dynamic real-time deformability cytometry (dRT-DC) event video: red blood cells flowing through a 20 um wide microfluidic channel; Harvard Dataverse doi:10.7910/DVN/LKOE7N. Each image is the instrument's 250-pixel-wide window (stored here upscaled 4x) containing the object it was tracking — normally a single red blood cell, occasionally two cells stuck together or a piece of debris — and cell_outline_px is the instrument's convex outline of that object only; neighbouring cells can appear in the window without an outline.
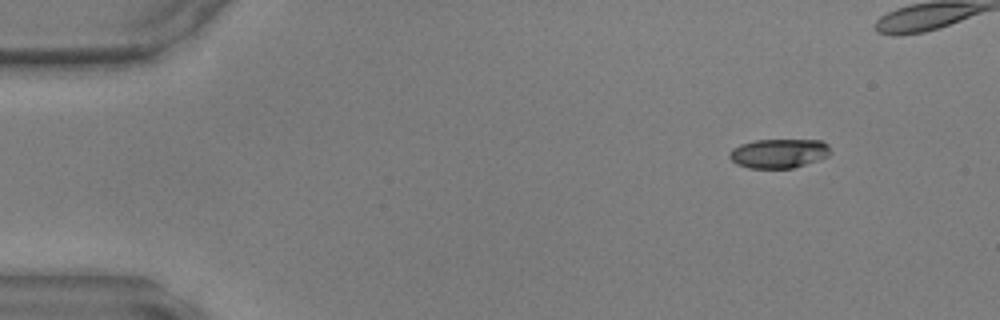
{"species": "common noctule bat (a hibernating species)", "species_latin": "Nyctalus noctula", "temperature_condition": "warm", "stored_images_in_passage": 27, "camera_frame_rate_fps": 3000, "um_per_image_px": 0.085, "animal": {"sex": "male", "body_mass_g": 17.9, "forearm_length_mm": 54.2}, "frame": {"image": 1, "passage_image": 1, "time_ms": 0.0, "image_size_px": [1000, 320], "cell_outline_px": [[832, 152], [828, 156], [820, 160], [792, 168], [748, 168], [736, 164], [728, 156], [728, 152], [732, 148], [740, 144], [756, 140], [820, 140], [828, 144]], "centroid_in_image_um": [66.2, 13.04], "position_along_channel_um": 18.8, "area_um2": 17.4}}
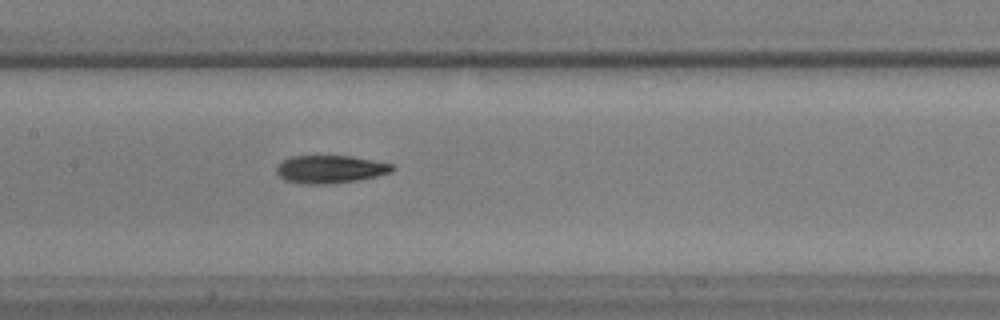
{"frame": {"image": 2, "passage_image": 19, "time_ms": 6.0, "image_size_px": [1000, 320], "cell_outline_px": [[396, 168], [392, 172], [376, 176], [356, 180], [324, 184], [300, 184], [284, 180], [276, 172], [276, 168], [288, 156], [352, 156], [392, 164]], "centroid_in_image_um": [28.06, 14.38], "position_along_channel_um": 179.3, "area_um2": 18.73}}
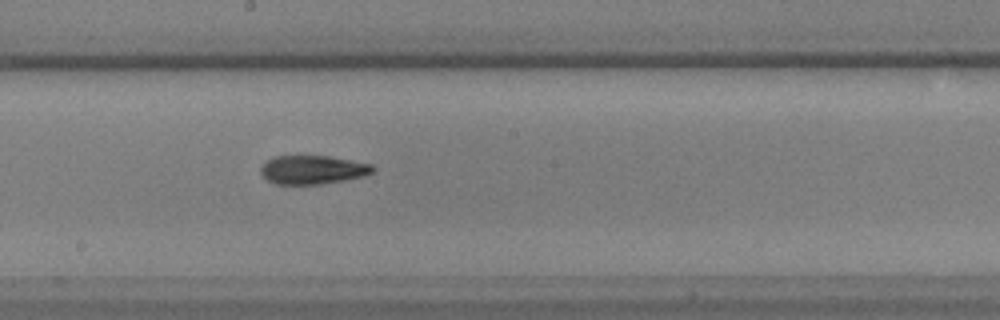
{"frame": {"image": 3, "passage_image": 22, "time_ms": 7.0, "image_size_px": [1000, 320], "cell_outline_px": [[376, 168], [372, 172], [364, 176], [344, 180], [320, 184], [276, 184], [268, 180], [260, 172], [260, 168], [272, 156], [328, 156], [372, 164]], "centroid_in_image_um": [26.58, 14.42], "position_along_channel_um": 221.6, "area_um2": 18.61}}